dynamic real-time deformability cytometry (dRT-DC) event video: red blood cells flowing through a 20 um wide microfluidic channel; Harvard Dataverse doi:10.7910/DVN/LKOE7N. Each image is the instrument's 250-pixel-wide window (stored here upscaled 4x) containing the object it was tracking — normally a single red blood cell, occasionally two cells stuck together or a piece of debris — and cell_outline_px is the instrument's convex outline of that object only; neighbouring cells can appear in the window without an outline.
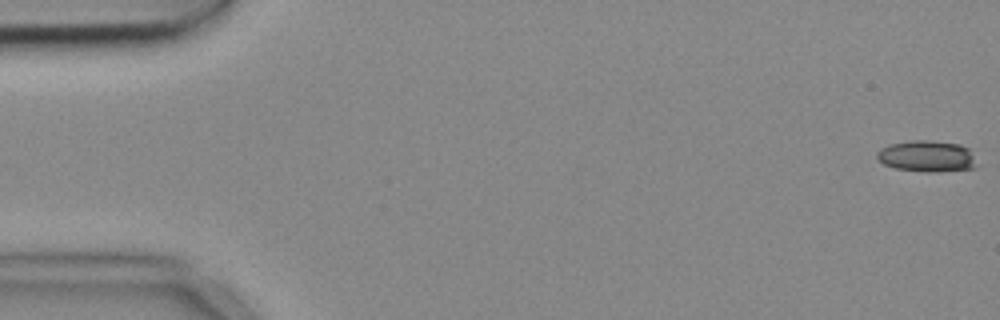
{"species": "common noctule bat (a hibernating species)", "species_latin": "Nyctalus noctula", "temperature_condition": "cold", "stored_images_in_passage": 6, "camera_frame_rate_fps": 3000, "um_per_image_px": 0.085, "animal": {"sex": "female", "body_mass_g": 18.4}, "frame": {"image": 1, "passage_image": 1, "time_ms": 0.0, "image_size_px": [1000, 320], "cell_outline_px": [[976, 168], [936, 172], [928, 172], [896, 168], [884, 164], [876, 156], [876, 152], [880, 148], [888, 144], [912, 140], [928, 140], [960, 144], [968, 148], [972, 156]], "centroid_in_image_um": [78.75, 13.27], "position_along_channel_um": 6.3, "area_um2": 18.09}}
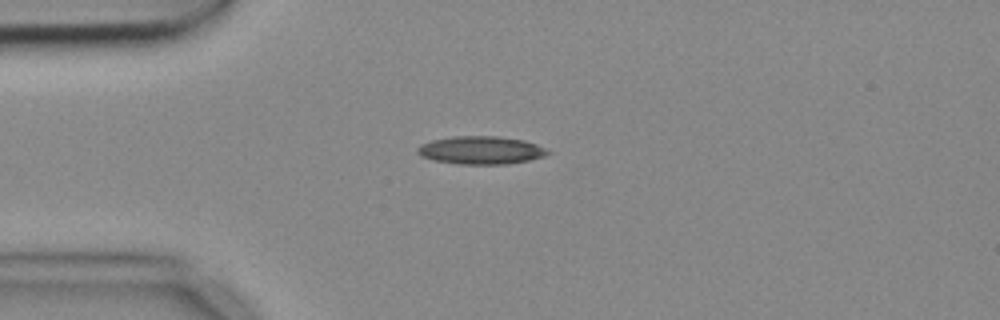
{"frame": {"image": 2, "passage_image": 4, "time_ms": 1.0, "image_size_px": [1000, 320], "cell_outline_px": [[552, 152], [544, 156], [528, 160], [504, 164], [460, 164], [432, 160], [420, 156], [416, 152], [416, 148], [420, 144], [432, 140], [452, 136], [496, 136], [524, 140], [536, 144]], "centroid_in_image_um": [40.83, 12.76], "position_along_channel_um": 44.2, "area_um2": 21.27}}
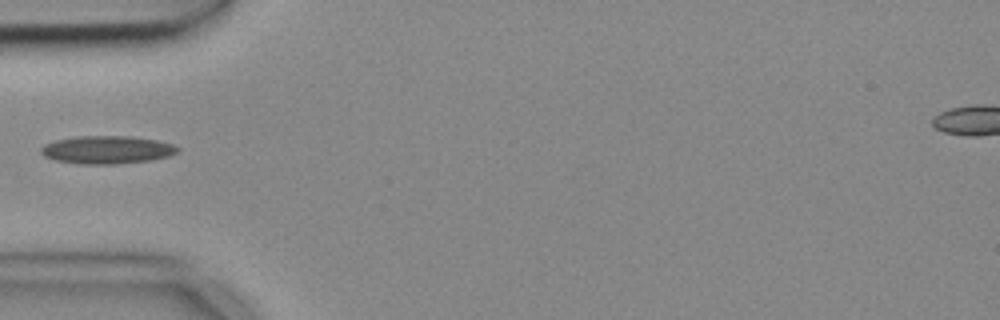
{"frame": {"image": 3, "passage_image": 5, "time_ms": 1.333, "image_size_px": [1000, 320], "cell_outline_px": [[180, 152], [168, 156], [148, 160], [120, 164], [80, 164], [56, 160], [44, 156], [40, 152], [40, 148], [44, 144], [56, 140], [80, 136], [128, 136], [156, 140], [172, 144], [180, 148]], "centroid_in_image_um": [9.09, 12.73], "position_along_channel_um": 75.9, "area_um2": 22.2}}